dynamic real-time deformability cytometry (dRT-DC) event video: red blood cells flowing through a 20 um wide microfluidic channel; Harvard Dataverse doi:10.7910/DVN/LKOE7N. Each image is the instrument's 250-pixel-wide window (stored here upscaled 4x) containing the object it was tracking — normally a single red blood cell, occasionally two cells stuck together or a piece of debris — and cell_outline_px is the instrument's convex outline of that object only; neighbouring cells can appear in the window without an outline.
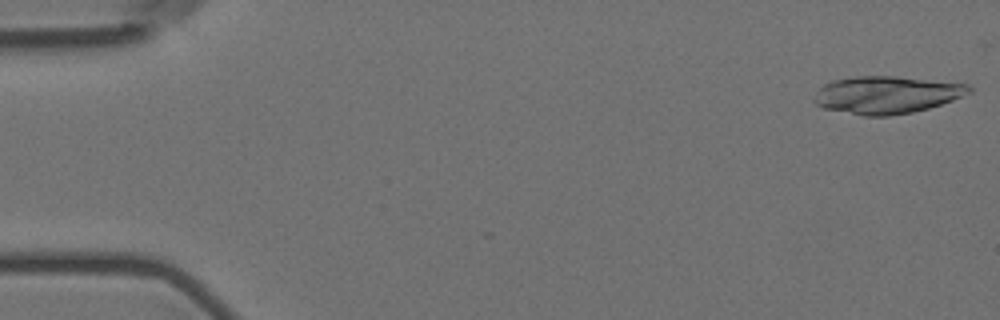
{"species": "Egyptian fruit bat (a non-hibernating species)", "species_latin": "Rousettus aegyptiacus", "temperature_condition": "room temperature", "stored_images_in_passage": 7, "camera_frame_rate_fps": 3000, "um_per_image_px": 0.085, "animal": {"sex": "female"}, "frame": {"image": 1, "passage_image": 1, "time_ms": 0.0, "image_size_px": [1000, 320], "cell_outline_px": [[972, 92], [952, 100], [928, 108], [912, 112], [888, 116], [864, 116], [824, 108], [816, 104], [812, 100], [816, 92], [828, 80], [856, 76], [896, 76], [968, 84], [972, 88]], "centroid_in_image_um": [75.33, 8.05], "position_along_channel_um": 9.7, "area_um2": 33.87}}
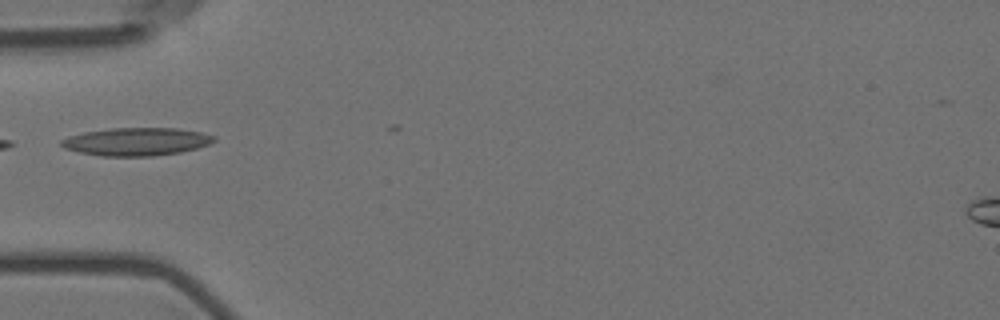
{"frame": {"image": 2, "passage_image": 5, "time_ms": 1.333, "image_size_px": [1000, 320], "cell_outline_px": [[216, 140], [208, 144], [196, 148], [180, 152], [152, 156], [100, 156], [80, 152], [64, 148], [60, 144], [60, 140], [68, 136], [84, 132], [112, 128], [176, 128], [200, 132], [216, 136]], "centroid_in_image_um": [11.58, 12.04], "position_along_channel_um": 73.4, "area_um2": 24.8}}
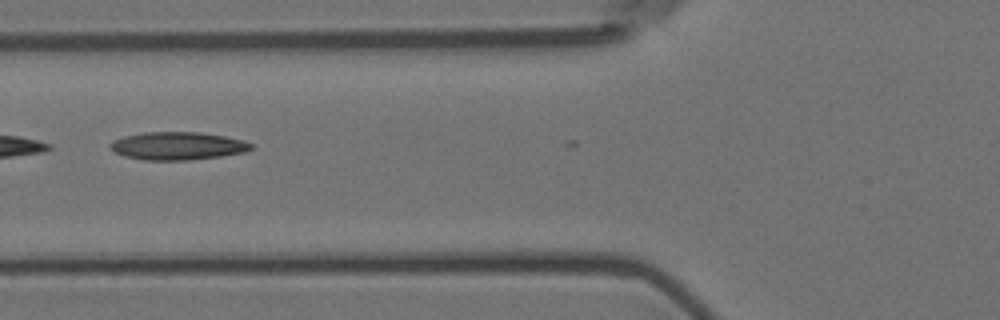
{"frame": {"image": 3, "passage_image": 6, "time_ms": 1.667, "image_size_px": [1000, 320], "cell_outline_px": [[252, 148], [244, 152], [220, 156], [188, 160], [144, 160], [124, 156], [108, 148], [108, 144], [112, 140], [124, 136], [144, 132], [200, 132], [224, 136], [244, 140], [252, 144]], "centroid_in_image_um": [15.05, 12.4], "position_along_channel_um": 110.7, "area_um2": 22.95}}